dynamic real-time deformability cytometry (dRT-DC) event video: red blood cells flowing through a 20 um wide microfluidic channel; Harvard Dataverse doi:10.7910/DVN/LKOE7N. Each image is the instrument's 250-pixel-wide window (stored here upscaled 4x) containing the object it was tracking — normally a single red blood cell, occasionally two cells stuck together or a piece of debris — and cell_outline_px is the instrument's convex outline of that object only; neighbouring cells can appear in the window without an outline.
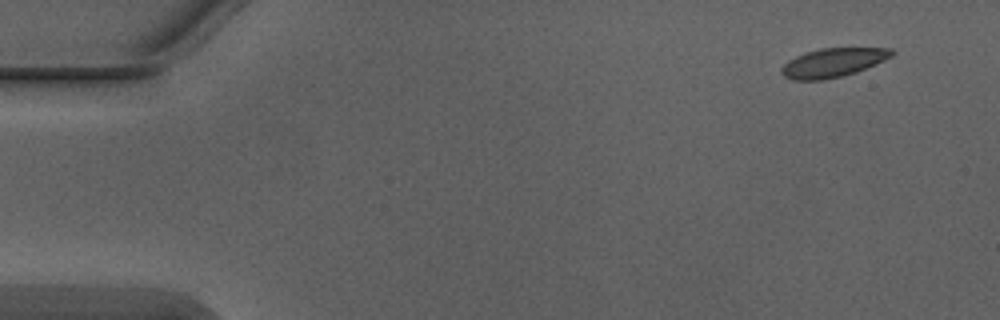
{"species": "Egyptian fruit bat (a non-hibernating species)", "species_latin": "Rousettus aegyptiacus", "temperature_condition": "warm", "stored_images_in_passage": 5, "camera_frame_rate_fps": 3000, "um_per_image_px": 0.085, "animal": {"sex": "male"}, "frame": {"image": 1, "passage_image": 1, "time_ms": 0.0, "image_size_px": [1000, 320], "cell_outline_px": [[896, 52], [892, 56], [876, 64], [856, 72], [824, 80], [792, 80], [784, 76], [780, 72], [780, 68], [788, 60], [796, 56], [820, 48], [892, 48]], "centroid_in_image_um": [70.8, 5.32], "position_along_channel_um": 14.2, "area_um2": 18.55}}
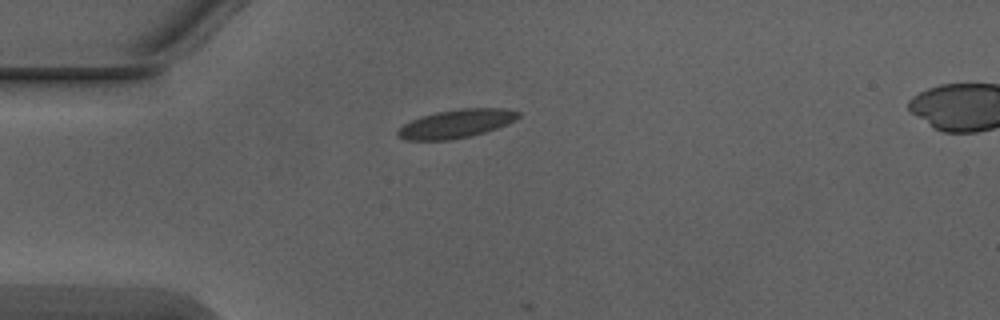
{"frame": {"image": 2, "passage_image": 4, "time_ms": 1.0, "image_size_px": [1000, 320], "cell_outline_px": [[520, 116], [516, 120], [508, 124], [472, 136], [452, 140], [404, 140], [396, 136], [396, 128], [420, 116], [436, 112], [460, 108], [508, 108], [520, 112]], "centroid_in_image_um": [38.76, 10.51], "position_along_channel_um": 46.2, "area_um2": 20.35}}